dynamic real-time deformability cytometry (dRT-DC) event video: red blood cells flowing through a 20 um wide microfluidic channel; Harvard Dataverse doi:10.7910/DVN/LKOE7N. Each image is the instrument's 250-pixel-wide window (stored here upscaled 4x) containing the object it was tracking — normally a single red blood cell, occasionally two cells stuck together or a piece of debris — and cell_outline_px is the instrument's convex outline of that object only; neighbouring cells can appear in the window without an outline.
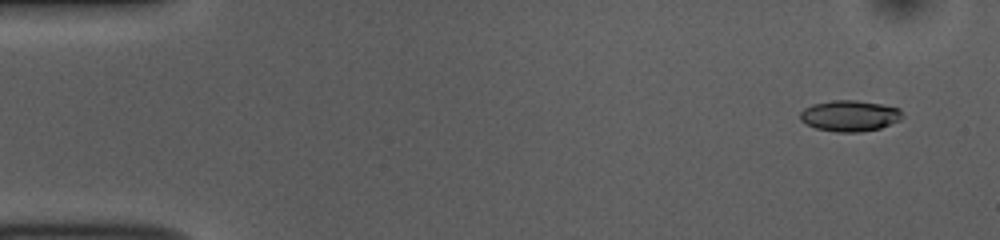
{"species": "common noctule bat (a hibernating species)", "species_latin": "Nyctalus noctula", "temperature_condition": "room temperature", "stored_images_in_passage": 52, "camera_frame_rate_fps": 3000, "um_per_image_px": 0.085, "animal": {"sex": "female", "body_mass_g": 10.0, "forearm_length_mm": 53.1}, "frame": {"image": 1, "passage_image": 4, "time_ms": 1.0, "image_size_px": [1000, 240], "cell_outline_px": [[904, 116], [900, 120], [880, 128], [860, 132], [836, 132], [816, 128], [800, 120], [800, 112], [804, 108], [812, 104], [832, 100], [856, 100], [880, 104], [900, 108]], "centroid_in_image_um": [72.23, 9.84], "position_along_channel_um": 12.8, "area_um2": 18.5}}
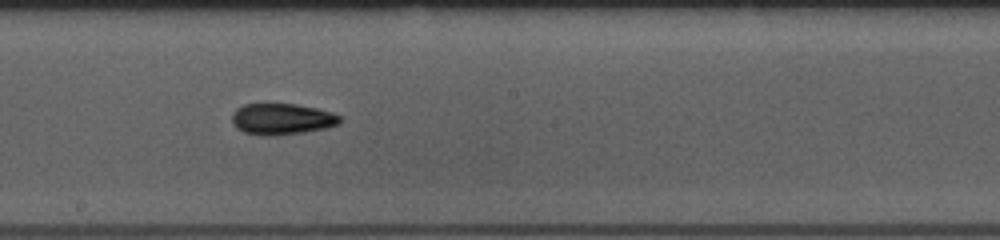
{"frame": {"image": 2, "passage_image": 29, "time_ms": 9.333, "image_size_px": [1000, 240], "cell_outline_px": [[344, 120], [340, 124], [324, 128], [304, 132], [276, 136], [260, 136], [244, 132], [236, 128], [232, 124], [232, 112], [236, 108], [244, 104], [296, 104], [316, 108], [332, 112], [340, 116]], "centroid_in_image_um": [23.95, 10.13], "position_along_channel_um": 224.3, "area_um2": 19.94}}
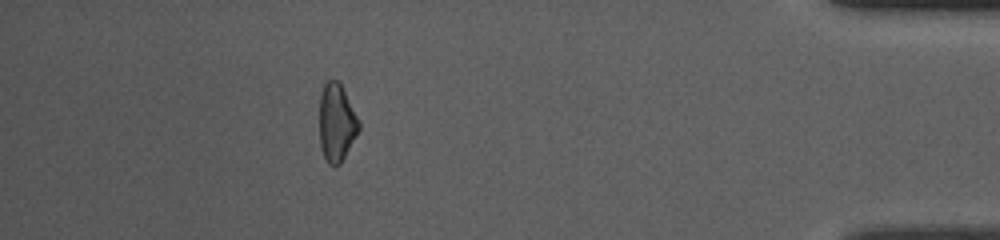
{"frame": {"image": 3, "passage_image": 47, "time_ms": 15.333, "image_size_px": [1000, 240], "cell_outline_px": [[360, 128], [356, 136], [340, 164], [336, 168], [328, 164], [324, 156], [320, 144], [320, 96], [324, 84], [328, 80], [336, 80], [340, 84], [360, 120]], "centroid_in_image_um": [28.61, 10.46], "position_along_channel_um": 406.6, "area_um2": 17.8}, "authors_computed_cell_mechanics": {"area_um2": 18.4093, "velocity_mm_per_s": 3.8701, "shape_relaxation_time_tau1_ms": 3.7757, "shape_relaxation_time_tau2_ms": 4.9723, "deformation_change_tau1": 0.1279, "deformation_change_tau2": 0.1315}}